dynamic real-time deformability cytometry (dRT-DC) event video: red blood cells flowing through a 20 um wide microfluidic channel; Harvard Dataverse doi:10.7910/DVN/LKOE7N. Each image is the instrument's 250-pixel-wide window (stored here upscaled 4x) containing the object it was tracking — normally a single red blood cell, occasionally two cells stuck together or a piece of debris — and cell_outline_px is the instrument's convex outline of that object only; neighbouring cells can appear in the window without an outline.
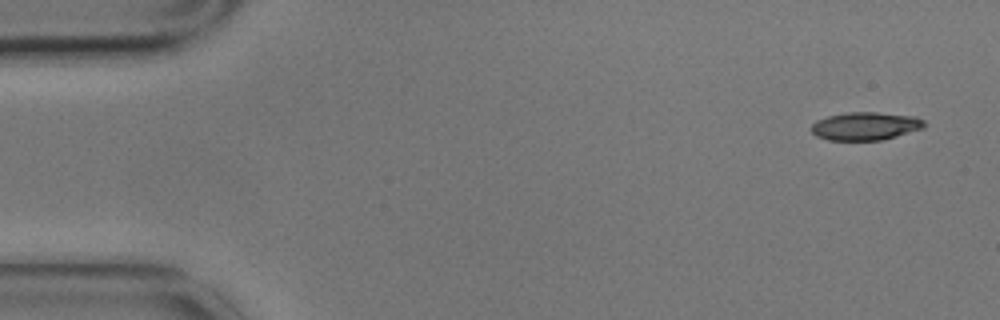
{"species": "common noctule bat (a hibernating species)", "species_latin": "Nyctalus noctula", "temperature_condition": "cold", "stored_images_in_passage": 4, "camera_frame_rate_fps": 3000, "um_per_image_px": 0.085, "animal": {"sex": "male", "body_mass_g": 17.9}, "frame": {"image": 1, "passage_image": 1, "time_ms": 0.0, "image_size_px": [1000, 320], "cell_outline_px": [[928, 124], [924, 128], [896, 136], [880, 140], [828, 140], [816, 136], [808, 128], [816, 120], [828, 116], [848, 112], [876, 112], [916, 116], [924, 120]], "centroid_in_image_um": [73.56, 10.71], "position_along_channel_um": 11.4, "area_um2": 18.67}}
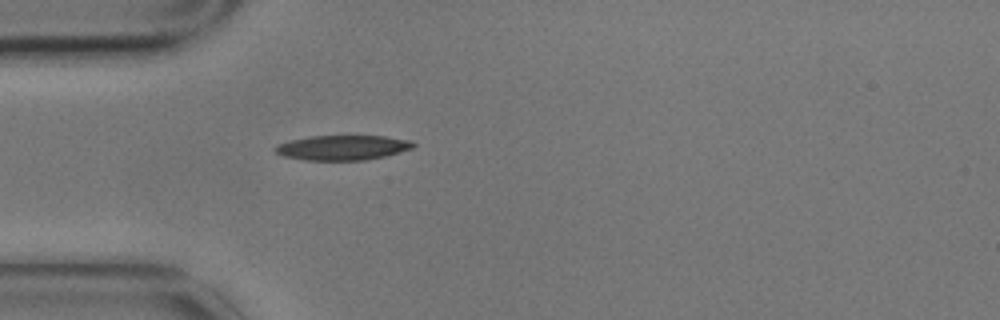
{"frame": {"image": 2, "passage_image": 4, "time_ms": 1.0, "image_size_px": [1000, 320], "cell_outline_px": [[416, 144], [412, 148], [400, 152], [384, 156], [364, 160], [304, 160], [284, 156], [276, 152], [272, 148], [276, 144], [292, 140], [312, 136], [384, 136], [412, 140]], "centroid_in_image_um": [29.12, 12.54], "position_along_channel_um": 55.9, "area_um2": 19.94}}